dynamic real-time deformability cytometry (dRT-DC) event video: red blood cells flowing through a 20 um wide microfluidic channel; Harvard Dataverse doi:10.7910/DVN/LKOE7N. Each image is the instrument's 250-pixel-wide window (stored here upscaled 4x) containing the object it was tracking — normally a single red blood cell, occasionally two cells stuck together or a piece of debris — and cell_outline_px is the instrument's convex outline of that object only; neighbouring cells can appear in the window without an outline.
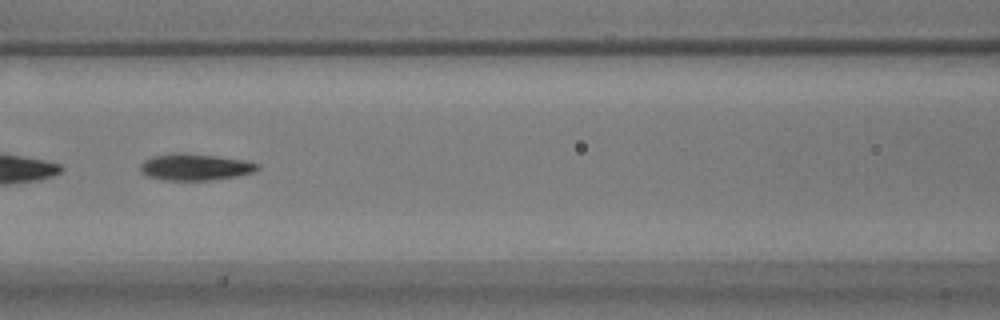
{"species": "common noctule bat (a hibernating species)", "species_latin": "Nyctalus noctula", "temperature_condition": "warm", "stored_images_in_passage": 45, "camera_frame_rate_fps": 3000, "um_per_image_px": 0.085, "animal": {"sex": "male", "body_mass_g": 17.9}, "frame": {"image": 1, "passage_image": 13, "time_ms": 4.0, "image_size_px": [1000, 320], "cell_outline_px": [[260, 168], [256, 172], [236, 176], [208, 180], [164, 180], [148, 176], [140, 172], [140, 164], [144, 160], [152, 156], [172, 152], [216, 156], [244, 160], [260, 164]], "centroid_in_image_um": [16.58, 14.19], "position_along_channel_um": 150.0, "area_um2": 18.21}}